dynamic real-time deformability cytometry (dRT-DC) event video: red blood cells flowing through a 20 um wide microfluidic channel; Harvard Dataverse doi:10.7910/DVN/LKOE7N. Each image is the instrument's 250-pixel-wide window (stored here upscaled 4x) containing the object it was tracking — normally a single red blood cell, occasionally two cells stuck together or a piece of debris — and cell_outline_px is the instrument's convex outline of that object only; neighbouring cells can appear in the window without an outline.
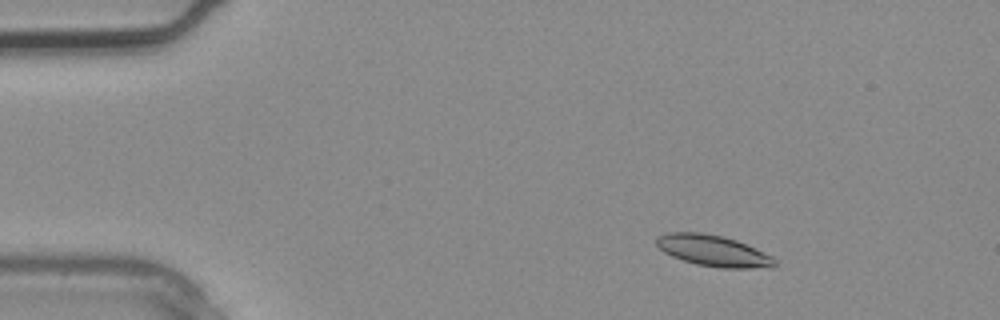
{"species": "common noctule bat (a hibernating species)", "species_latin": "Nyctalus noctula", "temperature_condition": "warm", "stored_images_in_passage": 4, "camera_frame_rate_fps": 3000, "um_per_image_px": 0.085, "animal": {"sex": "male", "body_mass_g": 20.4}, "frame": {"image": 1, "passage_image": 2, "time_ms": 0.333, "image_size_px": [1000, 320], "cell_outline_px": [[776, 264], [772, 268], [720, 268], [696, 264], [672, 256], [664, 252], [656, 244], [656, 236], [668, 232], [700, 232], [724, 236], [736, 240], [772, 256], [776, 260]], "centroid_in_image_um": [60.62, 21.31], "position_along_channel_um": 24.4, "area_um2": 21.5}}